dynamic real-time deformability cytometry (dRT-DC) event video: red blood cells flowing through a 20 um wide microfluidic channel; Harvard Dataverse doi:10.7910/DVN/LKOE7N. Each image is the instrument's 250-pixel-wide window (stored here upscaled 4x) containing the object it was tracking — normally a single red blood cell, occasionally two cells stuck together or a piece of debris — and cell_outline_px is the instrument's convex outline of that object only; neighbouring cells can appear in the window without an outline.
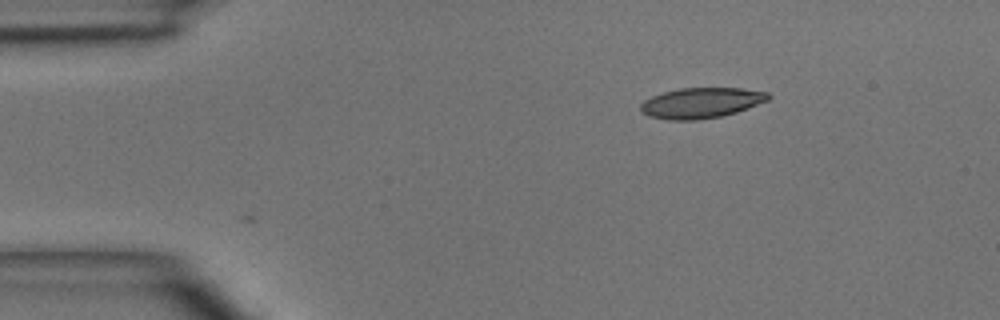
{"species": "common noctule bat (a hibernating species)", "species_latin": "Nyctalus noctula", "temperature_condition": "room temperature", "stored_images_in_passage": 4, "camera_frame_rate_fps": 3000, "um_per_image_px": 0.085, "animal": {"sex": "male", "body_mass_g": 15.6}, "frame": {"image": 1, "passage_image": 4, "time_ms": 3.667, "image_size_px": [1000, 320], "cell_outline_px": [[772, 96], [768, 100], [736, 112], [720, 116], [696, 120], [668, 120], [648, 116], [640, 112], [640, 104], [644, 100], [652, 96], [664, 92], [680, 88], [744, 88], [768, 92]], "centroid_in_image_um": [59.58, 8.74], "position_along_channel_um": 25.4, "area_um2": 22.72}}